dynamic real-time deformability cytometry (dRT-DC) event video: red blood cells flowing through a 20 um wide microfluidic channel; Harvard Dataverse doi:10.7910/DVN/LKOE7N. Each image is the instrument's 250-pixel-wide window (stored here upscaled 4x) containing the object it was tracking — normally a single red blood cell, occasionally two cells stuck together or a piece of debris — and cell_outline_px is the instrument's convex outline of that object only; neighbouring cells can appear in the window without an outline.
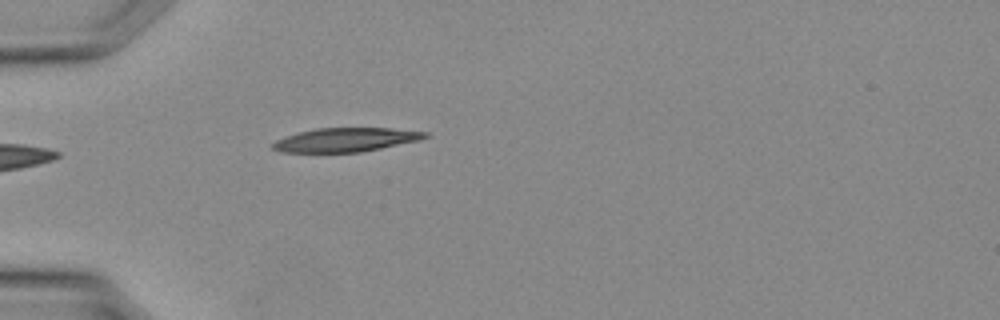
{"species": "Egyptian fruit bat (a non-hibernating species)", "species_latin": "Rousettus aegyptiacus", "temperature_condition": "warm", "stored_images_in_passage": 22, "camera_frame_rate_fps": 3000, "um_per_image_px": 0.085, "animal": {"sex": "female"}, "frame": {"image": 1, "passage_image": 1, "time_ms": 0.0, "image_size_px": [1000, 320], "cell_outline_px": [[428, 136], [420, 140], [360, 152], [280, 152], [272, 148], [268, 144], [276, 140], [300, 132], [316, 128], [392, 128], [428, 132]], "centroid_in_image_um": [29.37, 11.88], "position_along_channel_um": 55.6, "area_um2": 21.1}}
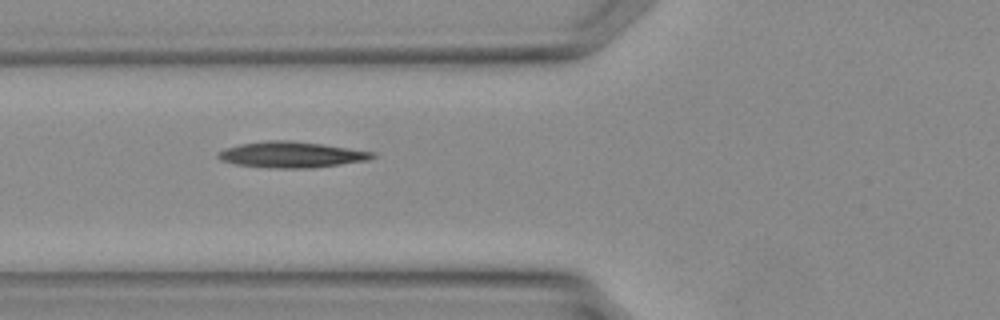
{"frame": {"image": 2, "passage_image": 4, "time_ms": 1.0, "image_size_px": [1000, 320], "cell_outline_px": [[376, 156], [368, 160], [312, 168], [276, 168], [236, 164], [220, 160], [216, 156], [224, 148], [240, 144], [268, 140], [292, 140], [376, 152]], "centroid_in_image_um": [24.77, 13.14], "position_along_channel_um": 101.0, "area_um2": 23.18}}
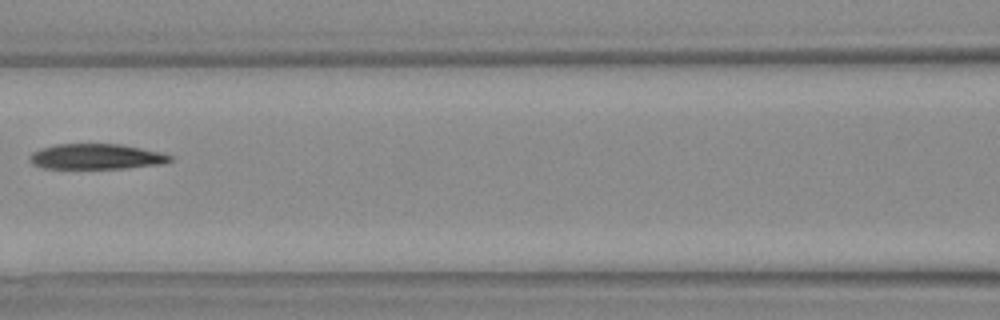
{"frame": {"image": 3, "passage_image": 7, "time_ms": 2.0, "image_size_px": [1000, 320], "cell_outline_px": [[172, 160], [164, 164], [128, 168], [44, 168], [32, 164], [28, 160], [28, 156], [32, 152], [40, 148], [56, 144], [120, 144], [160, 152], [172, 156]], "centroid_in_image_um": [8.16, 13.31], "position_along_channel_um": 158.4, "area_um2": 20.87}}